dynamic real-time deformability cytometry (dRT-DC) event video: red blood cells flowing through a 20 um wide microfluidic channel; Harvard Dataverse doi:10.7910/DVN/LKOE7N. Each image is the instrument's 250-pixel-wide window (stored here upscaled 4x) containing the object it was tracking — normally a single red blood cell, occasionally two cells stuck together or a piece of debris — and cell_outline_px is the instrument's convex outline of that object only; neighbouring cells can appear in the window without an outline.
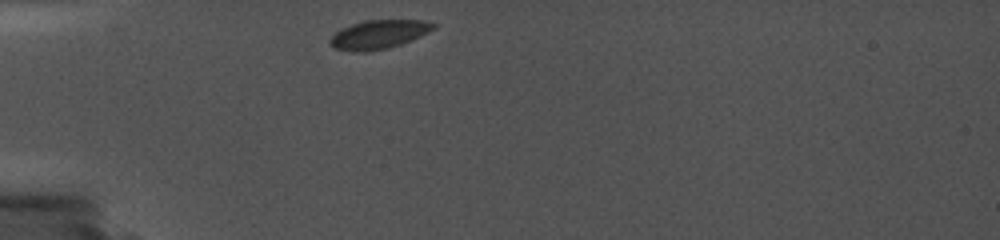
{"species": "common noctule bat (a hibernating species)", "species_latin": "Nyctalus noctula", "temperature_condition": "cold", "stored_images_in_passage": 44, "camera_frame_rate_fps": 5000, "um_per_image_px": 0.085, "animal": {"sex": "female", "body_mass_g": 19.0, "forearm_length_mm": 56.7}, "frame": {"image": 1, "passage_image": 1, "time_ms": 0.0, "image_size_px": [1000, 240], "cell_outline_px": [[436, 28], [420, 36], [400, 44], [384, 48], [364, 52], [352, 52], [332, 48], [328, 44], [328, 40], [336, 32], [352, 24], [364, 20], [424, 20], [436, 24]], "centroid_in_image_um": [32.16, 2.93], "position_along_channel_um": 52.8, "area_um2": 17.28}}
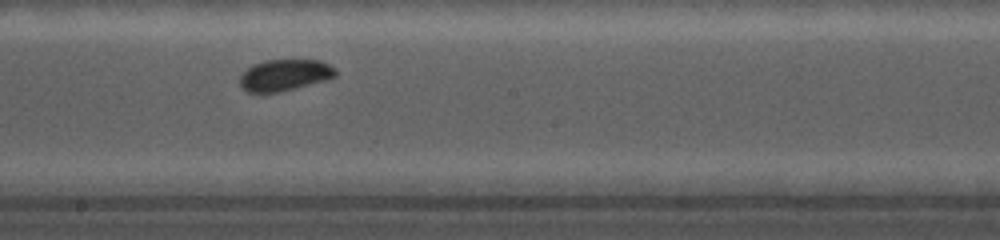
{"frame": {"image": 2, "passage_image": 26, "time_ms": 5.2, "image_size_px": [1000, 240], "cell_outline_px": [[336, 76], [328, 80], [280, 92], [248, 92], [240, 84], [240, 76], [248, 68], [264, 60], [320, 60], [328, 64], [336, 72]], "centroid_in_image_um": [24.22, 6.39], "position_along_channel_um": 224.0, "area_um2": 17.34}}
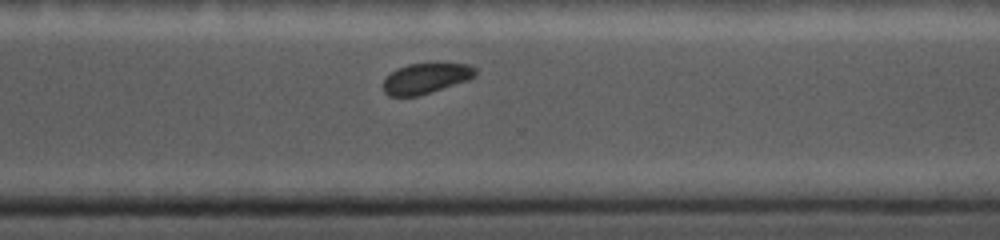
{"frame": {"image": 3, "passage_image": 41, "time_ms": 8.2, "image_size_px": [1000, 240], "cell_outline_px": [[476, 72], [468, 80], [416, 96], [388, 96], [384, 92], [384, 80], [396, 68], [408, 64], [468, 64], [476, 68]], "centroid_in_image_um": [36.16, 6.66], "position_along_channel_um": 334.4, "area_um2": 15.9}}